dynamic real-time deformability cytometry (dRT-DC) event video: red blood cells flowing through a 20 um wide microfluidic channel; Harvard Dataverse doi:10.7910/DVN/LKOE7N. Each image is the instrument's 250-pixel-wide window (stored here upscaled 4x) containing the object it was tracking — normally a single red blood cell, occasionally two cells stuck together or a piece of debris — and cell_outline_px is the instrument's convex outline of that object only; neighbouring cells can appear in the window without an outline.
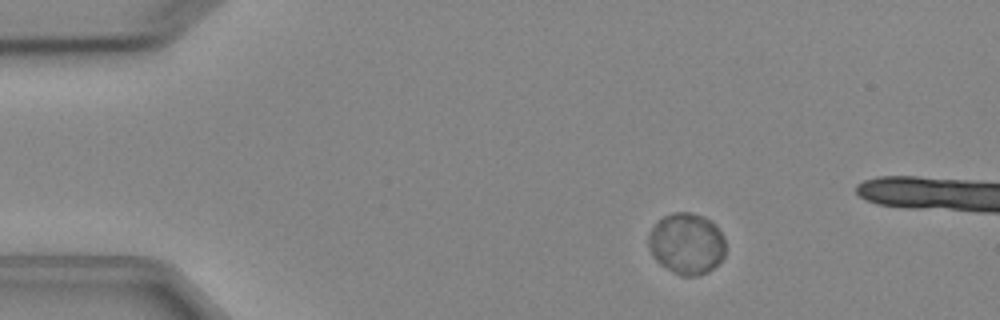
{"species": "Egyptian fruit bat (a non-hibernating species)", "species_latin": "Rousettus aegyptiacus", "temperature_condition": "cold", "stored_images_in_passage": 4, "camera_frame_rate_fps": 3000, "um_per_image_px": 0.085, "animal": {"sex": "female"}, "frame": {"image": 1, "passage_image": 2, "time_ms": 1.333, "image_size_px": [1000, 320], "cell_outline_px": [[724, 256], [708, 272], [696, 276], [680, 276], [672, 272], [660, 264], [652, 256], [648, 244], [648, 236], [652, 228], [664, 216], [672, 212], [688, 212], [704, 216], [712, 220], [716, 224], [724, 236]], "centroid_in_image_um": [58.36, 20.7], "position_along_channel_um": 26.6, "area_um2": 27.63}}